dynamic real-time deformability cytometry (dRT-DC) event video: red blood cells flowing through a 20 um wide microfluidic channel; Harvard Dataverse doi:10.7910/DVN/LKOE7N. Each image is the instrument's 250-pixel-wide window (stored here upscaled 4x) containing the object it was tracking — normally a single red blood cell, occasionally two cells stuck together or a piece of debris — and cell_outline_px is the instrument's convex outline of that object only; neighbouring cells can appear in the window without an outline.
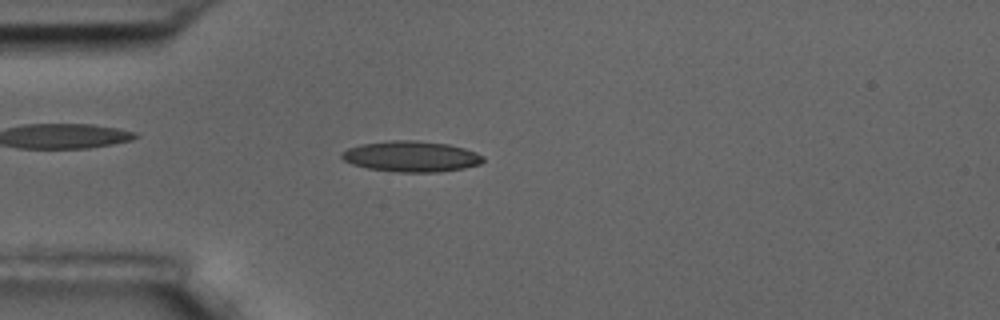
{"species": "common noctule bat (a hibernating species)", "species_latin": "Nyctalus noctula", "temperature_condition": "room temperature", "stored_images_in_passage": 55, "camera_frame_rate_fps": 3000, "um_per_image_px": 0.085, "animal": {"sex": "male", "body_mass_g": 17.5, "forearm_length_mm": 52.3}, "frame": {"image": 1, "passage_image": 15, "time_ms": 4.667, "image_size_px": [1000, 320], "cell_outline_px": [[484, 160], [480, 164], [464, 168], [440, 172], [400, 172], [368, 168], [352, 164], [344, 160], [340, 156], [340, 152], [348, 148], [360, 144], [392, 140], [416, 140], [448, 144], [464, 148], [476, 152], [484, 156]], "centroid_in_image_um": [34.95, 13.29], "position_along_channel_um": 50.0, "area_um2": 25.43}}
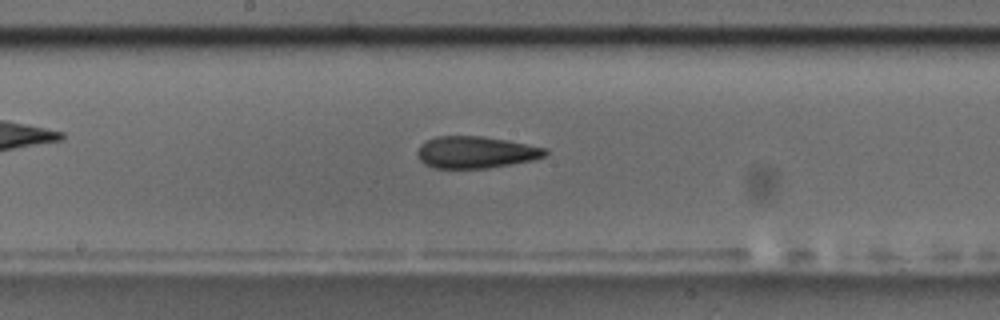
{"frame": {"image": 2, "passage_image": 29, "time_ms": 9.333, "image_size_px": [1000, 320], "cell_outline_px": [[548, 152], [544, 156], [532, 160], [488, 168], [432, 168], [424, 164], [416, 156], [416, 152], [420, 144], [436, 136], [484, 136], [508, 140], [548, 148]], "centroid_in_image_um": [40.42, 12.94], "position_along_channel_um": 207.8, "area_um2": 23.93}}
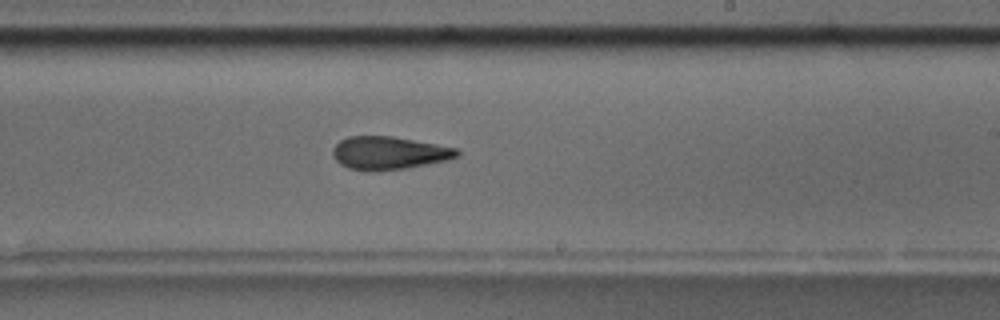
{"frame": {"image": 3, "passage_image": 33, "time_ms": 10.667, "image_size_px": [1000, 320], "cell_outline_px": [[460, 156], [448, 160], [408, 168], [348, 168], [340, 164], [332, 156], [332, 148], [340, 140], [348, 136], [392, 136], [436, 144], [456, 148], [460, 152]], "centroid_in_image_um": [33.09, 12.96], "position_along_channel_um": 255.9, "area_um2": 23.29}, "authors_computed_cell_mechanics": {"area_um2": 23.7558, "velocity_mm_per_s": 3.6267, "shape_relaxation_time_tau1_ms": 5.8717, "shape_relaxation_time_tau2_ms": 3.3744, "deformation_change_tau1": 0.1511, "deformation_change_tau2": 0.1229}}